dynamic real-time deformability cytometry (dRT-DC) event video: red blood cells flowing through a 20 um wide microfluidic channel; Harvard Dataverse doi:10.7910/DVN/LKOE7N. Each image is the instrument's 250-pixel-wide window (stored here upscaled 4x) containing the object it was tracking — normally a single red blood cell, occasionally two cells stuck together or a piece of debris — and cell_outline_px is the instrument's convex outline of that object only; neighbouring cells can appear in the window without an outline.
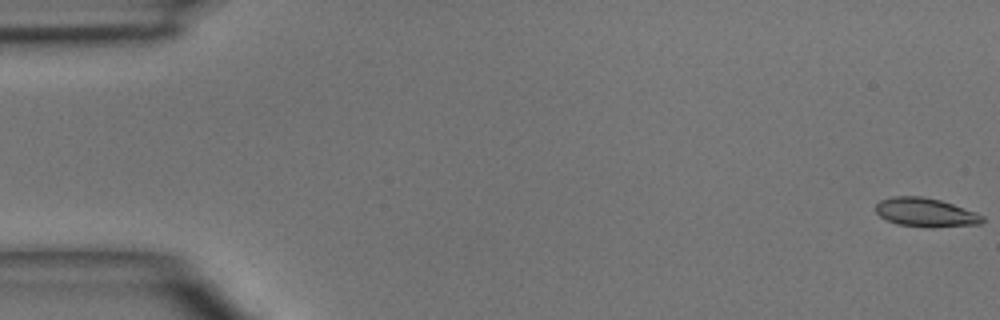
{"species": "common noctule bat (a hibernating species)", "species_latin": "Nyctalus noctula", "temperature_condition": "room temperature", "stored_images_in_passage": 5, "camera_frame_rate_fps": 3000, "um_per_image_px": 0.085, "animal": {"sex": "male", "body_mass_g": 15.6}, "frame": {"image": 1, "passage_image": 1, "time_ms": 0.0, "image_size_px": [1000, 320], "cell_outline_px": [[984, 220], [980, 224], [928, 228], [896, 224], [880, 216], [876, 212], [876, 204], [880, 200], [892, 196], [920, 196], [940, 200], [976, 212], [984, 216]], "centroid_in_image_um": [78.67, 18.06], "position_along_channel_um": 6.3, "area_um2": 17.98}}